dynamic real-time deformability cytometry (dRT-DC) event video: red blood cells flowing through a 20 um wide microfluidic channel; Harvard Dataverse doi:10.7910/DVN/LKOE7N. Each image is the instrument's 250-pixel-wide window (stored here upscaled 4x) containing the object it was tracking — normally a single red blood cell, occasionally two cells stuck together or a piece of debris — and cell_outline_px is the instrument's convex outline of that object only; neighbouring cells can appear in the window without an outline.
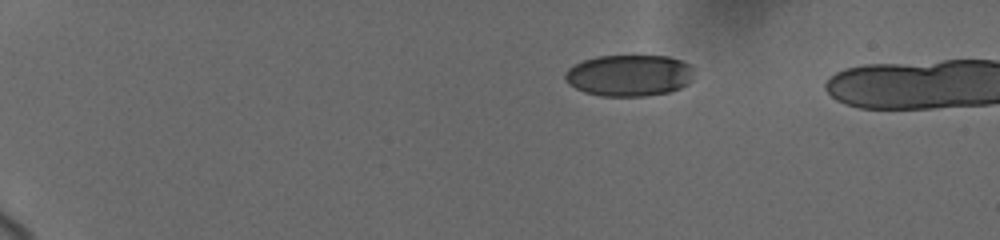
{"species": "human", "species_latin": "Homo sapiens", "temperature_condition": "cold", "stored_images_in_passage": 4, "camera_frame_rate_fps": 3000, "um_per_image_px": 0.085, "donor": {"sex": "female"}, "frame": {"image": 1, "passage_image": 1, "time_ms": 0.0, "image_size_px": [1000, 240], "cell_outline_px": [[692, 72], [688, 84], [680, 88], [668, 92], [644, 96], [600, 96], [584, 92], [568, 84], [564, 80], [564, 72], [568, 68], [584, 60], [596, 56], [668, 56], [680, 60], [688, 64], [692, 68]], "centroid_in_image_um": [53.43, 6.41], "position_along_channel_um": 31.6, "area_um2": 31.15}}